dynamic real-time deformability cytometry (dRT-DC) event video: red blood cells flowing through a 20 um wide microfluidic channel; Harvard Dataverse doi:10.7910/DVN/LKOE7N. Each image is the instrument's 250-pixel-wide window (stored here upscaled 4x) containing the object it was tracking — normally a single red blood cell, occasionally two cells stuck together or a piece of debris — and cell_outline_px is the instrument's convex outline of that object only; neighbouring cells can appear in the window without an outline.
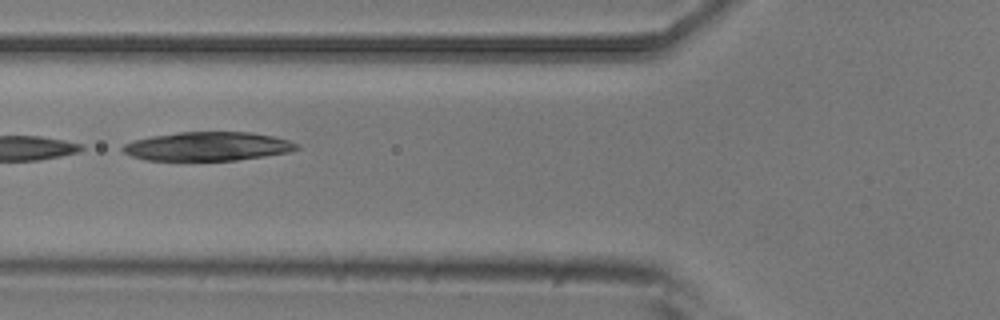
{"species": "common noctule bat (a hibernating species)", "species_latin": "Nyctalus noctula", "temperature_condition": "room temperature", "stored_images_in_passage": 8, "camera_frame_rate_fps": 3000, "um_per_image_px": 0.085, "animal": {"sex": "male", "body_mass_g": 20.5, "forearm_length_mm": 52.5}, "frame": {"image": 1, "passage_image": 5, "time_ms": 1.333, "image_size_px": [1000, 320], "cell_outline_px": [[300, 148], [288, 152], [264, 156], [236, 160], [144, 160], [132, 156], [124, 152], [120, 148], [124, 144], [132, 140], [152, 136], [180, 132], [252, 132], [272, 136], [288, 140], [300, 144]], "centroid_in_image_um": [17.65, 12.44], "position_along_channel_um": 108.2, "area_um2": 29.19}}
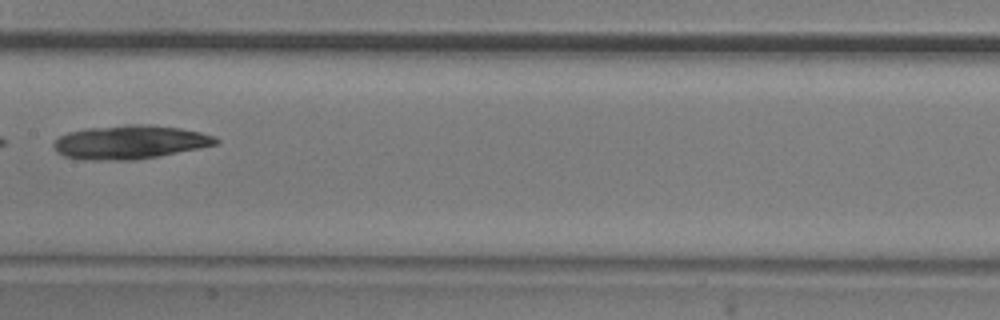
{"frame": {"image": 2, "passage_image": 7, "time_ms": 2.0, "image_size_px": [1000, 320], "cell_outline_px": [[220, 140], [216, 144], [200, 148], [156, 156], [132, 160], [84, 160], [64, 156], [56, 152], [52, 144], [60, 136], [68, 132], [84, 128], [124, 124], [152, 124], [180, 128], [200, 132], [216, 136]], "centroid_in_image_um": [11.02, 12.07], "position_along_channel_um": 196.4, "area_um2": 32.08}}
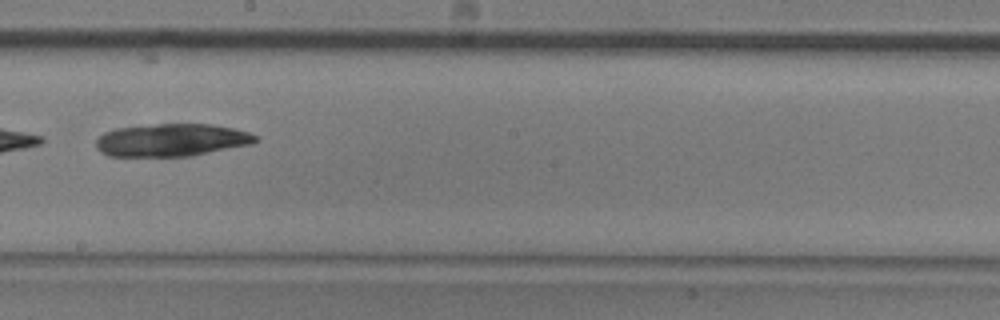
{"frame": {"image": 3, "passage_image": 8, "time_ms": 2.333, "image_size_px": [1000, 320], "cell_outline_px": [[260, 140], [252, 144], [192, 156], [108, 156], [100, 152], [96, 148], [96, 140], [104, 132], [116, 128], [156, 124], [212, 124], [232, 128], [248, 132], [256, 136]], "centroid_in_image_um": [14.58, 11.91], "position_along_channel_um": 233.6, "area_um2": 30.46}}